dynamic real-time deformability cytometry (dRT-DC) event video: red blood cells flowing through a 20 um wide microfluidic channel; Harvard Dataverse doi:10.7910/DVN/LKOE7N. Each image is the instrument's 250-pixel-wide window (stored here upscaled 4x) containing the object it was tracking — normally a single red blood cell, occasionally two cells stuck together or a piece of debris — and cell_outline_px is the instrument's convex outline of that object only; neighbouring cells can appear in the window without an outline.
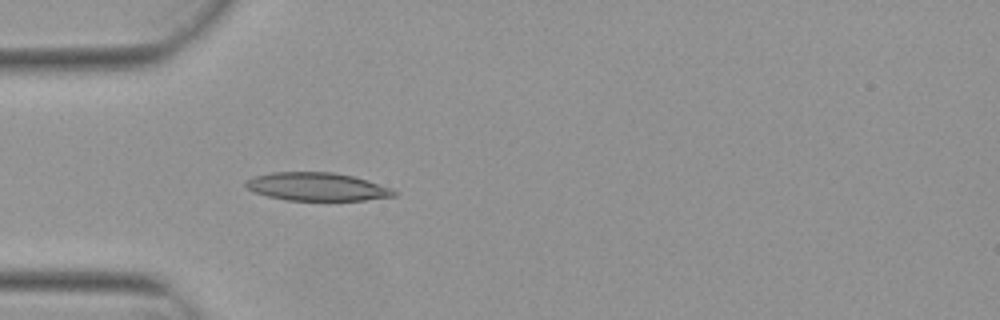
{"species": "Egyptian fruit bat (a non-hibernating species)", "species_latin": "Rousettus aegyptiacus", "temperature_condition": "warm", "stored_images_in_passage": 5, "camera_frame_rate_fps": 3000, "um_per_image_px": 0.085, "animal": {"sex": "female"}, "frame": {"image": 1, "passage_image": 5, "time_ms": 1.333, "image_size_px": [1000, 320], "cell_outline_px": [[396, 196], [364, 200], [288, 200], [268, 196], [256, 192], [248, 188], [244, 184], [244, 180], [252, 176], [272, 172], [332, 172], [352, 176], [368, 180], [392, 188], [396, 192]], "centroid_in_image_um": [26.93, 15.86], "position_along_channel_um": 58.1, "area_um2": 24.28}}